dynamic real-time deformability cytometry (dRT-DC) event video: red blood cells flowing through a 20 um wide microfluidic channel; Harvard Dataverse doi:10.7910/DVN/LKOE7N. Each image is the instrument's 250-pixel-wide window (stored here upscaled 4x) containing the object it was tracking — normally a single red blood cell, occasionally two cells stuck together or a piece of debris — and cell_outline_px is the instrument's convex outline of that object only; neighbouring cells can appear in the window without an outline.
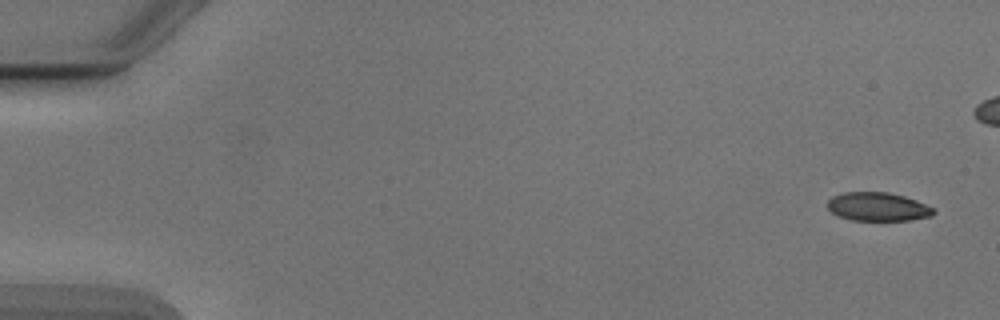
{"species": "Egyptian fruit bat (a non-hibernating species)", "species_latin": "Rousettus aegyptiacus", "temperature_condition": "cold", "stored_images_in_passage": 3, "segment_of_instrument_passage": [2, 2], "camera_frame_rate_fps": 3000, "um_per_image_px": 0.085, "animal": {"sex": "male"}, "frame": {"image": 1, "passage_image": 3, "time_ms": 2.667, "image_size_px": [1000, 320], "cell_outline_px": [[936, 212], [932, 216], [908, 220], [852, 220], [836, 216], [828, 208], [828, 200], [832, 196], [844, 192], [888, 192], [904, 196], [916, 200], [936, 208]], "centroid_in_image_um": [74.63, 17.57], "position_along_channel_um": 10.4, "area_um2": 17.8}}